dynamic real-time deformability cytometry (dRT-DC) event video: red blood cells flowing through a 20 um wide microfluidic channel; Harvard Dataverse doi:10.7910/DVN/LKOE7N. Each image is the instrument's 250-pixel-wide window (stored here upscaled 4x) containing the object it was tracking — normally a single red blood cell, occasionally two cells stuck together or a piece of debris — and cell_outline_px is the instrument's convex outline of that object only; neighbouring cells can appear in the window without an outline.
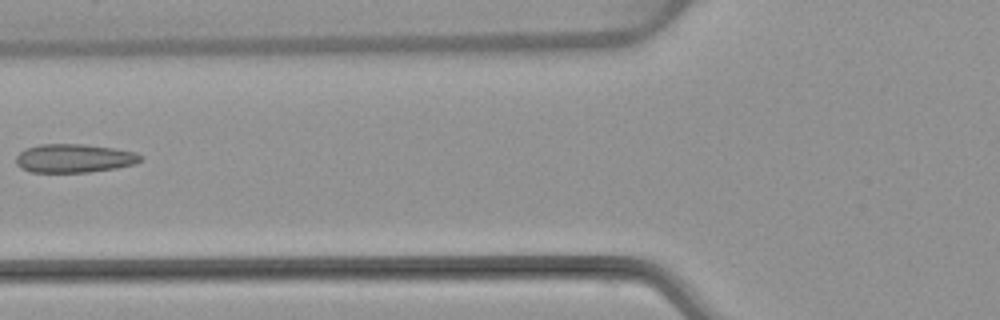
{"species": "common noctule bat (a hibernating species)", "species_latin": "Nyctalus noctula", "temperature_condition": "warm", "stored_images_in_passage": 2, "camera_frame_rate_fps": 3000, "um_per_image_px": 0.085, "animal": {"sex": "female", "body_mass_g": 22.7, "forearm_length_mm": 54.2}, "frame": {"image": 1, "passage_image": 2, "time_ms": 1.333, "image_size_px": [1000, 320], "cell_outline_px": [[144, 156], [136, 164], [116, 168], [88, 172], [32, 172], [20, 168], [16, 164], [16, 156], [24, 148], [40, 144], [84, 144], [112, 148], [136, 152]], "centroid_in_image_um": [6.29, 13.45], "position_along_channel_um": 119.5, "area_um2": 20.87}}